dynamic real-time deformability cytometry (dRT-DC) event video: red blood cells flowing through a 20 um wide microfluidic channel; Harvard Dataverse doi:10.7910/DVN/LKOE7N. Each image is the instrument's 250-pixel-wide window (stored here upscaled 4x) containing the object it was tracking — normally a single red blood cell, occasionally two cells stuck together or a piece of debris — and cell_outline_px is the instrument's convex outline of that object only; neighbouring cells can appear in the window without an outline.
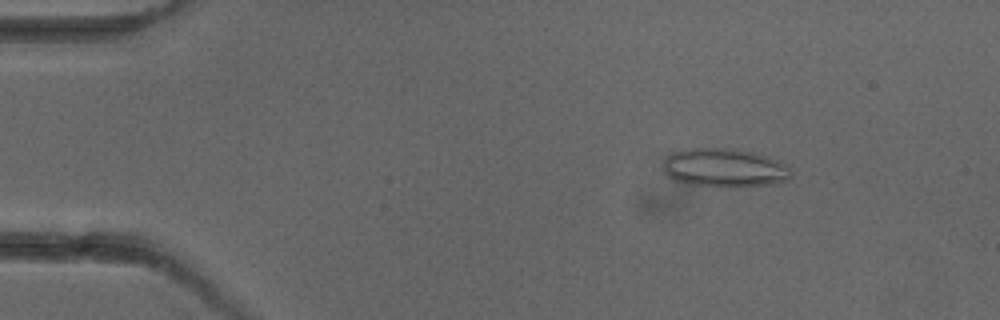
{"species": "common noctule bat (a hibernating species)", "species_latin": "Nyctalus noctula", "temperature_condition": "cold", "stored_images_in_passage": 5, "camera_frame_rate_fps": 3000, "um_per_image_px": 0.085, "animal": {"sex": "female"}, "frame": {"image": 1, "passage_image": 3, "time_ms": 2.333, "image_size_px": [1000, 320], "cell_outline_px": [[792, 176], [788, 180], [776, 184], [732, 188], [688, 184], [676, 180], [668, 176], [664, 172], [664, 160], [672, 152], [688, 148], [736, 148], [768, 156], [788, 168], [792, 172]], "centroid_in_image_um": [61.59, 14.28], "position_along_channel_um": 23.4, "area_um2": 29.13}}